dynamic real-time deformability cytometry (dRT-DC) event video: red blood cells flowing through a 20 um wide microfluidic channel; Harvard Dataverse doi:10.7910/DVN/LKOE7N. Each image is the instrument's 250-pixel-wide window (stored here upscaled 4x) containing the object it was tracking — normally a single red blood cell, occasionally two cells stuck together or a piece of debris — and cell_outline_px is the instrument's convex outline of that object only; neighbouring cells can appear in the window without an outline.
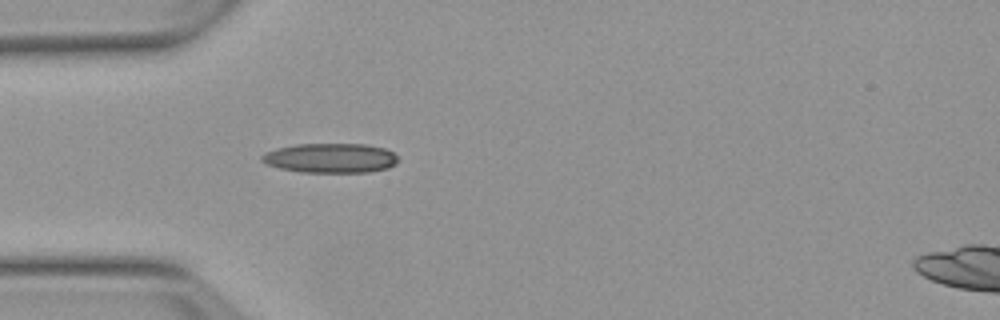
{"species": "Egyptian fruit bat (a non-hibernating species)", "species_latin": "Rousettus aegyptiacus", "temperature_condition": "warm", "stored_images_in_passage": 1, "camera_frame_rate_fps": 3000, "um_per_image_px": 0.085, "animal": {"sex": "female"}, "frame": {"image": 1, "passage_image": 1, "time_ms": 0.0, "image_size_px": [1000, 320], "cell_outline_px": [[400, 160], [396, 164], [388, 168], [368, 172], [300, 172], [280, 168], [268, 164], [260, 160], [260, 156], [264, 152], [276, 148], [296, 144], [364, 144], [384, 148], [392, 152]], "centroid_in_image_um": [28.08, 13.43], "position_along_channel_um": 56.9, "area_um2": 23.58}}